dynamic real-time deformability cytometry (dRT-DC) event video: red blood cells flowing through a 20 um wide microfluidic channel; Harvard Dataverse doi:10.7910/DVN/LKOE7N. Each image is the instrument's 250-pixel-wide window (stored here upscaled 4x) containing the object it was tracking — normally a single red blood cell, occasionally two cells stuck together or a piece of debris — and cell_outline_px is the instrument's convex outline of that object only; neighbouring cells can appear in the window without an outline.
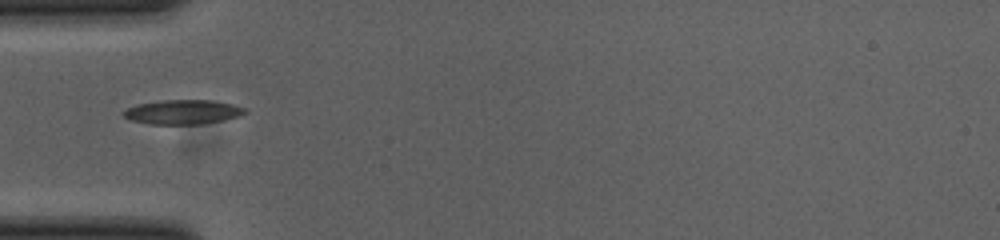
{"species": "common noctule bat (a hibernating species)", "species_latin": "Nyctalus noctula", "temperature_condition": "cold", "stored_images_in_passage": 37, "camera_frame_rate_fps": 3000, "um_per_image_px": 0.085, "animal": {"sex": "female", "body_mass_g": 23.0, "forearm_length_mm": 53.4}, "frame": {"image": 1, "passage_image": 1, "time_ms": 0.0, "image_size_px": [1000, 240], "cell_outline_px": [[248, 112], [240, 116], [200, 124], [148, 124], [128, 120], [120, 112], [136, 104], [160, 100], [212, 100], [232, 104], [248, 108]], "centroid_in_image_um": [15.51, 9.51], "position_along_channel_um": 69.5, "area_um2": 17.46}}
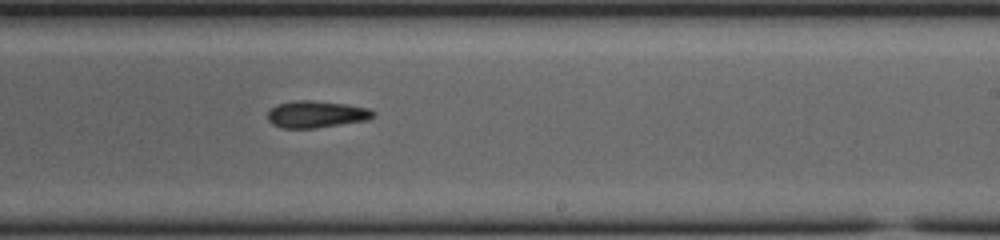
{"frame": {"image": 2, "passage_image": 16, "time_ms": 5.0, "image_size_px": [1000, 240], "cell_outline_px": [[376, 112], [368, 120], [316, 128], [284, 128], [272, 124], [268, 120], [268, 112], [276, 104], [292, 100], [312, 100], [344, 104], [368, 108]], "centroid_in_image_um": [26.86, 9.71], "position_along_channel_um": 262.1, "area_um2": 16.53}}
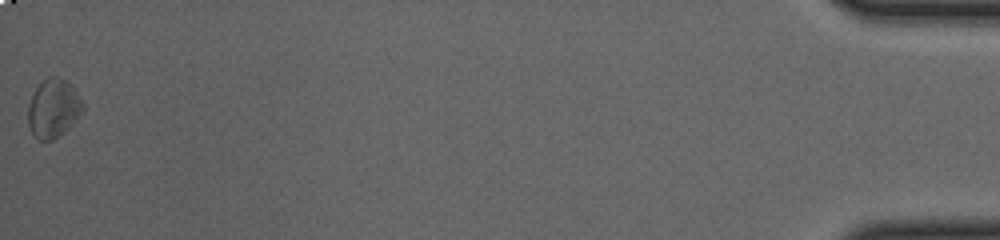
{"frame": {"image": 3, "passage_image": 37, "time_ms": 12.0, "image_size_px": [1000, 240], "cell_outline_px": [[84, 108], [76, 120], [60, 136], [52, 140], [40, 140], [32, 132], [28, 124], [28, 104], [36, 88], [48, 76], [60, 76], [80, 96], [84, 104]], "centroid_in_image_um": [4.54, 9.21], "position_along_channel_um": 430.7, "area_um2": 18.5}, "authors_computed_cell_mechanics": {"area_um2": 17.1088, "velocity_mm_per_s": 3.8474, "shape_relaxation_time_tau1_ms": 2.3363, "shape_relaxation_time_tau2_ms": null, "deformation_change_tau1": 0.092, "deformation_change_tau2": null}}